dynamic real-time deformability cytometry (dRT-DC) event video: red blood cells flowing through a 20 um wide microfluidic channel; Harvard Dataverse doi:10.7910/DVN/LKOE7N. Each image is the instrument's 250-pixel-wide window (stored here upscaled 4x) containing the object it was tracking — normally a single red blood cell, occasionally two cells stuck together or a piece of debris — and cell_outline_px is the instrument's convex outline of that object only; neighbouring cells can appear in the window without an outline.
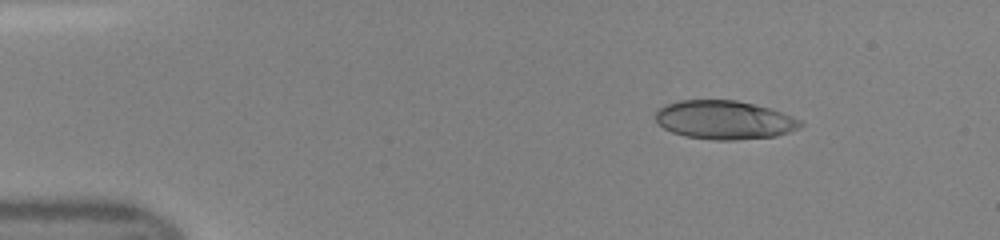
{"species": "human", "species_latin": "Homo sapiens", "temperature_condition": "room temperature", "stored_images_in_passage": 45, "camera_frame_rate_fps": 3000, "um_per_image_px": 0.085, "donor": {"sex": "female"}, "frame": {"image": 1, "passage_image": 5, "time_ms": 1.333, "image_size_px": [1000, 240], "cell_outline_px": [[804, 124], [800, 128], [776, 136], [736, 140], [712, 140], [684, 136], [672, 132], [656, 124], [656, 112], [660, 108], [668, 104], [680, 100], [736, 100], [768, 108], [792, 116], [800, 120]], "centroid_in_image_um": [61.56, 10.21], "position_along_channel_um": 23.4, "area_um2": 32.6}}
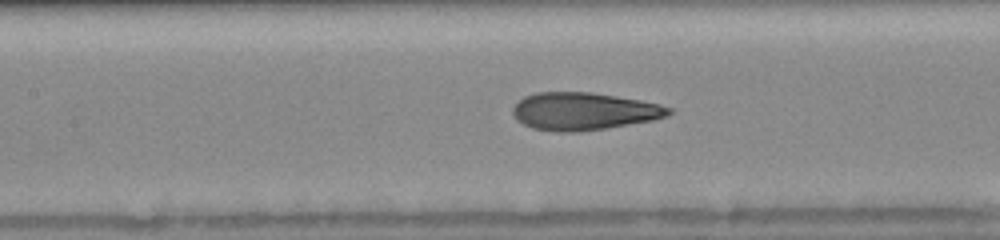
{"frame": {"image": 2, "passage_image": 20, "time_ms": 6.333, "image_size_px": [1000, 240], "cell_outline_px": [[672, 112], [668, 116], [652, 120], [604, 128], [576, 132], [556, 132], [532, 128], [516, 120], [512, 112], [512, 108], [524, 96], [536, 92], [592, 92], [640, 100], [660, 104], [672, 108]], "centroid_in_image_um": [49.6, 9.45], "position_along_channel_um": 157.8, "area_um2": 34.1}}
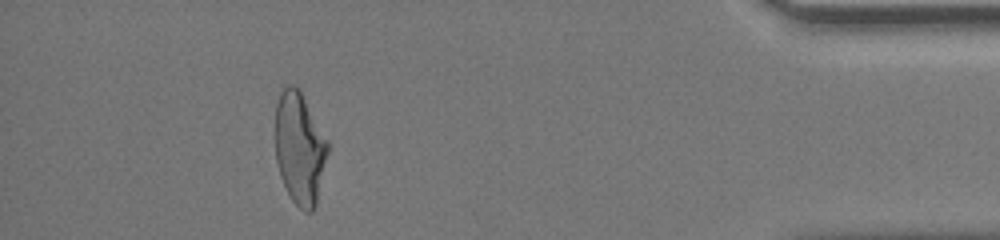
{"frame": {"image": 3, "passage_image": 41, "time_ms": 13.333, "image_size_px": [1000, 240], "cell_outline_px": [[328, 152], [316, 204], [312, 212], [304, 212], [292, 200], [280, 176], [276, 160], [276, 104], [280, 92], [284, 84], [292, 84], [300, 88], [328, 140]], "centroid_in_image_um": [25.47, 12.54], "position_along_channel_um": 409.7, "area_um2": 34.45}}